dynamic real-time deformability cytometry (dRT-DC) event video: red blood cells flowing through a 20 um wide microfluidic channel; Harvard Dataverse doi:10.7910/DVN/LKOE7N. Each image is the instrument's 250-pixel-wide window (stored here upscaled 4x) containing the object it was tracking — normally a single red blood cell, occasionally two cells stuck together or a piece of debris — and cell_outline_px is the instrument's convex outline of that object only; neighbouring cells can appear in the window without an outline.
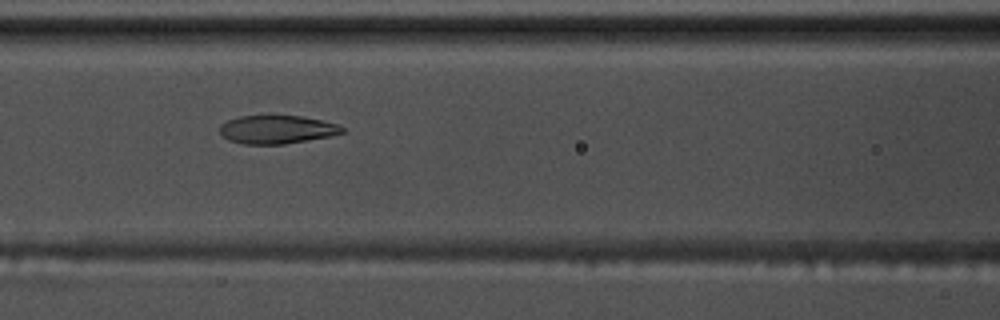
{"species": "common noctule bat (a hibernating species)", "species_latin": "Nyctalus noctula", "temperature_condition": "warm", "stored_images_in_passage": 39, "camera_frame_rate_fps": 3000, "um_per_image_px": 0.085, "animal": {"sex": "male", "body_mass_g": 17.5, "forearm_length_mm": 52.3}, "frame": {"image": 1, "passage_image": 7, "time_ms": 2.0, "image_size_px": [1000, 320], "cell_outline_px": [[344, 132], [332, 136], [284, 144], [244, 144], [228, 140], [220, 136], [220, 124], [228, 120], [240, 116], [300, 116], [320, 120], [336, 124], [344, 128]], "centroid_in_image_um": [23.5, 11.02], "position_along_channel_um": 143.1, "area_um2": 20.17}}
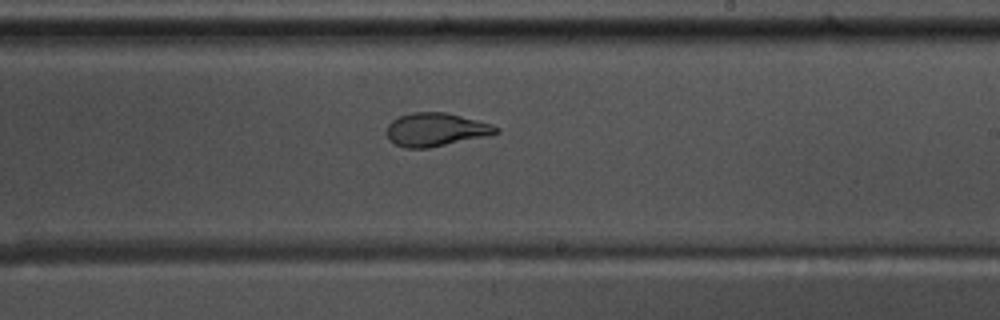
{"frame": {"image": 2, "passage_image": 16, "time_ms": 5.0, "image_size_px": [1000, 320], "cell_outline_px": [[500, 132], [484, 136], [428, 148], [404, 148], [388, 140], [388, 124], [392, 120], [400, 116], [412, 112], [444, 112], [492, 124], [500, 128]], "centroid_in_image_um": [37.02, 11.01], "position_along_channel_um": 252.0, "area_um2": 20.92}}
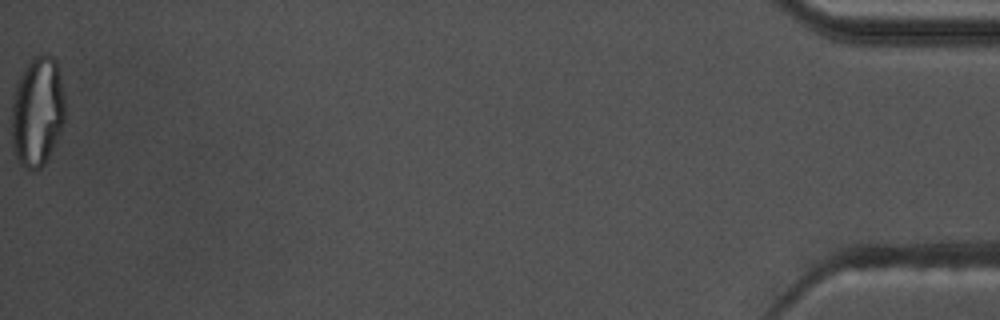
{"frame": {"image": 3, "passage_image": 39, "time_ms": 12.667, "image_size_px": [1000, 320], "cell_outline_px": [[68, 112], [64, 124], [44, 164], [36, 172], [32, 172], [24, 168], [20, 164], [12, 148], [12, 100], [16, 80], [20, 72], [32, 56], [40, 52], [48, 52], [56, 60], [64, 92]], "centroid_in_image_um": [3.19, 9.43], "position_along_channel_um": 432.0, "area_um2": 35.49}, "authors_computed_cell_mechanics": {"area_um2": 21.9062, "velocity_mm_per_s": 3.6445, "shape_relaxation_time_tau1_ms": null, "shape_relaxation_time_tau2_ms": 1.6998, "deformation_change_tau1": null, "deformation_change_tau2": 0.068}}